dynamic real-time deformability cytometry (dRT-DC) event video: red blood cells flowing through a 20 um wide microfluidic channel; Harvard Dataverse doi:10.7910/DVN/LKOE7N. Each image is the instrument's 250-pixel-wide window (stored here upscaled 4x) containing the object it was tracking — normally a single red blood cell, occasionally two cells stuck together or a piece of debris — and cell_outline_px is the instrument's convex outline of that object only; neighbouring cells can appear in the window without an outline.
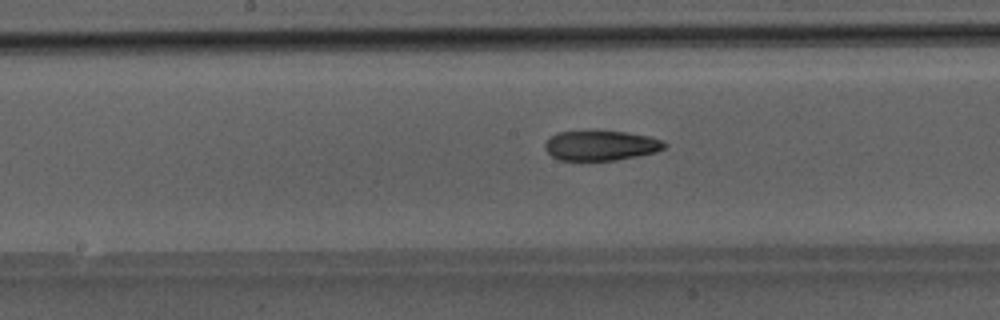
{"species": "Egyptian fruit bat (a non-hibernating species)", "species_latin": "Rousettus aegyptiacus", "temperature_condition": "room temperature", "stored_images_in_passage": 33, "camera_frame_rate_fps": 3000, "um_per_image_px": 0.085, "animal": {"sex": "male"}, "frame": {"image": 1, "passage_image": 11, "time_ms": 3.333, "image_size_px": [1000, 320], "cell_outline_px": [[668, 144], [664, 148], [656, 152], [616, 160], [560, 160], [552, 156], [544, 148], [544, 144], [556, 132], [624, 132], [652, 136], [664, 140]], "centroid_in_image_um": [51.12, 12.38], "position_along_channel_um": 197.1, "area_um2": 20.63}}
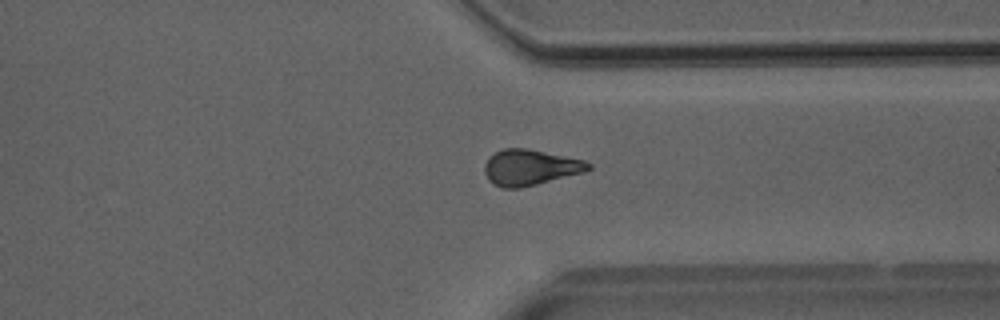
{"frame": {"image": 2, "passage_image": 23, "time_ms": 7.333, "image_size_px": [1000, 320], "cell_outline_px": [[592, 168], [584, 172], [520, 188], [504, 188], [492, 184], [488, 180], [484, 172], [484, 164], [496, 152], [504, 148], [528, 148], [584, 160], [592, 164]], "centroid_in_image_um": [45.06, 14.23], "position_along_channel_um": 366.3, "area_um2": 21.56}}
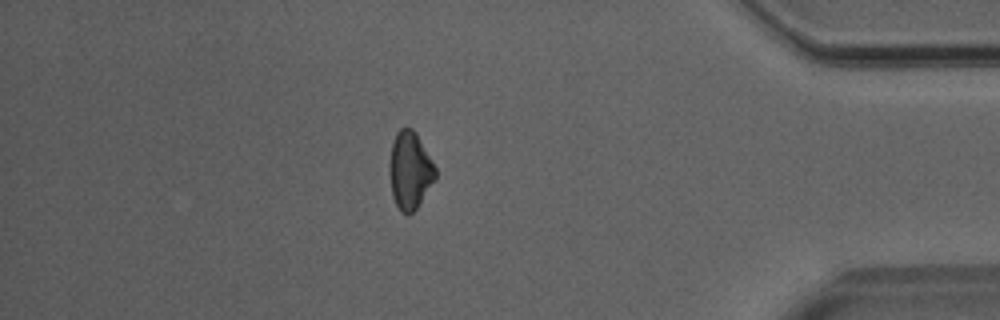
{"frame": {"image": 3, "passage_image": 28, "time_ms": 9.0, "image_size_px": [1000, 320], "cell_outline_px": [[436, 180], [416, 208], [408, 216], [400, 212], [392, 196], [388, 172], [392, 144], [396, 132], [400, 128], [412, 128], [416, 132], [436, 168]], "centroid_in_image_um": [34.83, 14.51], "position_along_channel_um": 400.4, "area_um2": 20.92}}